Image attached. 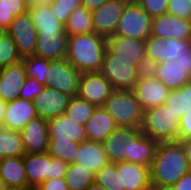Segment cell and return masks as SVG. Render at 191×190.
I'll return each mask as SVG.
<instances>
[{
    "mask_svg": "<svg viewBox=\"0 0 191 190\" xmlns=\"http://www.w3.org/2000/svg\"><path fill=\"white\" fill-rule=\"evenodd\" d=\"M5 187L4 182L0 179V190H4Z\"/></svg>",
    "mask_w": 191,
    "mask_h": 190,
    "instance_id": "cell-59",
    "label": "cell"
},
{
    "mask_svg": "<svg viewBox=\"0 0 191 190\" xmlns=\"http://www.w3.org/2000/svg\"><path fill=\"white\" fill-rule=\"evenodd\" d=\"M128 4H139L141 0H125Z\"/></svg>",
    "mask_w": 191,
    "mask_h": 190,
    "instance_id": "cell-58",
    "label": "cell"
},
{
    "mask_svg": "<svg viewBox=\"0 0 191 190\" xmlns=\"http://www.w3.org/2000/svg\"><path fill=\"white\" fill-rule=\"evenodd\" d=\"M95 109V105L77 95L70 98L64 114L75 122L85 125L92 117Z\"/></svg>",
    "mask_w": 191,
    "mask_h": 190,
    "instance_id": "cell-33",
    "label": "cell"
},
{
    "mask_svg": "<svg viewBox=\"0 0 191 190\" xmlns=\"http://www.w3.org/2000/svg\"><path fill=\"white\" fill-rule=\"evenodd\" d=\"M102 107L119 127L141 128L144 110L132 89L114 90Z\"/></svg>",
    "mask_w": 191,
    "mask_h": 190,
    "instance_id": "cell-4",
    "label": "cell"
},
{
    "mask_svg": "<svg viewBox=\"0 0 191 190\" xmlns=\"http://www.w3.org/2000/svg\"><path fill=\"white\" fill-rule=\"evenodd\" d=\"M153 18L139 5L127 4L114 35L146 40L152 32Z\"/></svg>",
    "mask_w": 191,
    "mask_h": 190,
    "instance_id": "cell-6",
    "label": "cell"
},
{
    "mask_svg": "<svg viewBox=\"0 0 191 190\" xmlns=\"http://www.w3.org/2000/svg\"><path fill=\"white\" fill-rule=\"evenodd\" d=\"M127 4L125 0H108L98 9L92 10L94 32L105 38L114 36Z\"/></svg>",
    "mask_w": 191,
    "mask_h": 190,
    "instance_id": "cell-11",
    "label": "cell"
},
{
    "mask_svg": "<svg viewBox=\"0 0 191 190\" xmlns=\"http://www.w3.org/2000/svg\"><path fill=\"white\" fill-rule=\"evenodd\" d=\"M109 162L102 142L86 140L79 143L75 163L83 165L96 174Z\"/></svg>",
    "mask_w": 191,
    "mask_h": 190,
    "instance_id": "cell-24",
    "label": "cell"
},
{
    "mask_svg": "<svg viewBox=\"0 0 191 190\" xmlns=\"http://www.w3.org/2000/svg\"><path fill=\"white\" fill-rule=\"evenodd\" d=\"M50 70L46 86L57 89L70 97L78 95L82 73L70 64L66 58L51 61Z\"/></svg>",
    "mask_w": 191,
    "mask_h": 190,
    "instance_id": "cell-7",
    "label": "cell"
},
{
    "mask_svg": "<svg viewBox=\"0 0 191 190\" xmlns=\"http://www.w3.org/2000/svg\"><path fill=\"white\" fill-rule=\"evenodd\" d=\"M22 61L16 44L8 34L0 38V69Z\"/></svg>",
    "mask_w": 191,
    "mask_h": 190,
    "instance_id": "cell-38",
    "label": "cell"
},
{
    "mask_svg": "<svg viewBox=\"0 0 191 190\" xmlns=\"http://www.w3.org/2000/svg\"><path fill=\"white\" fill-rule=\"evenodd\" d=\"M49 139L72 140L78 143L87 140L84 125L62 114L48 120Z\"/></svg>",
    "mask_w": 191,
    "mask_h": 190,
    "instance_id": "cell-22",
    "label": "cell"
},
{
    "mask_svg": "<svg viewBox=\"0 0 191 190\" xmlns=\"http://www.w3.org/2000/svg\"><path fill=\"white\" fill-rule=\"evenodd\" d=\"M7 103L0 99V127H2V121L6 111Z\"/></svg>",
    "mask_w": 191,
    "mask_h": 190,
    "instance_id": "cell-53",
    "label": "cell"
},
{
    "mask_svg": "<svg viewBox=\"0 0 191 190\" xmlns=\"http://www.w3.org/2000/svg\"><path fill=\"white\" fill-rule=\"evenodd\" d=\"M169 109L181 119L186 112H183V102L181 88L170 91L166 102L164 103Z\"/></svg>",
    "mask_w": 191,
    "mask_h": 190,
    "instance_id": "cell-44",
    "label": "cell"
},
{
    "mask_svg": "<svg viewBox=\"0 0 191 190\" xmlns=\"http://www.w3.org/2000/svg\"><path fill=\"white\" fill-rule=\"evenodd\" d=\"M157 145V141L151 139L146 134L141 133L131 142L129 162L151 166Z\"/></svg>",
    "mask_w": 191,
    "mask_h": 190,
    "instance_id": "cell-29",
    "label": "cell"
},
{
    "mask_svg": "<svg viewBox=\"0 0 191 190\" xmlns=\"http://www.w3.org/2000/svg\"><path fill=\"white\" fill-rule=\"evenodd\" d=\"M24 169L28 188L34 190L42 182L50 180V155L48 153L25 154Z\"/></svg>",
    "mask_w": 191,
    "mask_h": 190,
    "instance_id": "cell-25",
    "label": "cell"
},
{
    "mask_svg": "<svg viewBox=\"0 0 191 190\" xmlns=\"http://www.w3.org/2000/svg\"><path fill=\"white\" fill-rule=\"evenodd\" d=\"M55 17L64 25L72 11L81 5L80 0H46Z\"/></svg>",
    "mask_w": 191,
    "mask_h": 190,
    "instance_id": "cell-39",
    "label": "cell"
},
{
    "mask_svg": "<svg viewBox=\"0 0 191 190\" xmlns=\"http://www.w3.org/2000/svg\"><path fill=\"white\" fill-rule=\"evenodd\" d=\"M81 5L84 6L87 10L92 11L98 9L108 0H80Z\"/></svg>",
    "mask_w": 191,
    "mask_h": 190,
    "instance_id": "cell-51",
    "label": "cell"
},
{
    "mask_svg": "<svg viewBox=\"0 0 191 190\" xmlns=\"http://www.w3.org/2000/svg\"><path fill=\"white\" fill-rule=\"evenodd\" d=\"M69 190H86L95 181V173L79 163H70L65 173Z\"/></svg>",
    "mask_w": 191,
    "mask_h": 190,
    "instance_id": "cell-31",
    "label": "cell"
},
{
    "mask_svg": "<svg viewBox=\"0 0 191 190\" xmlns=\"http://www.w3.org/2000/svg\"><path fill=\"white\" fill-rule=\"evenodd\" d=\"M142 133L141 128L118 127L102 142L112 163L129 162L131 142Z\"/></svg>",
    "mask_w": 191,
    "mask_h": 190,
    "instance_id": "cell-10",
    "label": "cell"
},
{
    "mask_svg": "<svg viewBox=\"0 0 191 190\" xmlns=\"http://www.w3.org/2000/svg\"><path fill=\"white\" fill-rule=\"evenodd\" d=\"M26 77L23 61L1 68L0 99L7 103L19 98Z\"/></svg>",
    "mask_w": 191,
    "mask_h": 190,
    "instance_id": "cell-21",
    "label": "cell"
},
{
    "mask_svg": "<svg viewBox=\"0 0 191 190\" xmlns=\"http://www.w3.org/2000/svg\"><path fill=\"white\" fill-rule=\"evenodd\" d=\"M28 11V7L21 0H0V23L6 28L13 19Z\"/></svg>",
    "mask_w": 191,
    "mask_h": 190,
    "instance_id": "cell-37",
    "label": "cell"
},
{
    "mask_svg": "<svg viewBox=\"0 0 191 190\" xmlns=\"http://www.w3.org/2000/svg\"><path fill=\"white\" fill-rule=\"evenodd\" d=\"M146 42L129 36L114 35L107 38V49L116 56V60L138 62L146 56Z\"/></svg>",
    "mask_w": 191,
    "mask_h": 190,
    "instance_id": "cell-16",
    "label": "cell"
},
{
    "mask_svg": "<svg viewBox=\"0 0 191 190\" xmlns=\"http://www.w3.org/2000/svg\"><path fill=\"white\" fill-rule=\"evenodd\" d=\"M78 142L68 140L49 139L48 154L59 158L67 164L75 163L78 153Z\"/></svg>",
    "mask_w": 191,
    "mask_h": 190,
    "instance_id": "cell-34",
    "label": "cell"
},
{
    "mask_svg": "<svg viewBox=\"0 0 191 190\" xmlns=\"http://www.w3.org/2000/svg\"><path fill=\"white\" fill-rule=\"evenodd\" d=\"M119 126L102 107H96L92 117L84 125L88 141L103 142Z\"/></svg>",
    "mask_w": 191,
    "mask_h": 190,
    "instance_id": "cell-23",
    "label": "cell"
},
{
    "mask_svg": "<svg viewBox=\"0 0 191 190\" xmlns=\"http://www.w3.org/2000/svg\"><path fill=\"white\" fill-rule=\"evenodd\" d=\"M190 170L186 154L178 141L159 142L150 166L152 189L167 190Z\"/></svg>",
    "mask_w": 191,
    "mask_h": 190,
    "instance_id": "cell-1",
    "label": "cell"
},
{
    "mask_svg": "<svg viewBox=\"0 0 191 190\" xmlns=\"http://www.w3.org/2000/svg\"><path fill=\"white\" fill-rule=\"evenodd\" d=\"M64 27L68 36L94 32L91 11L80 5L72 11Z\"/></svg>",
    "mask_w": 191,
    "mask_h": 190,
    "instance_id": "cell-30",
    "label": "cell"
},
{
    "mask_svg": "<svg viewBox=\"0 0 191 190\" xmlns=\"http://www.w3.org/2000/svg\"><path fill=\"white\" fill-rule=\"evenodd\" d=\"M132 90L144 111L163 105L171 91L156 77L138 79Z\"/></svg>",
    "mask_w": 191,
    "mask_h": 190,
    "instance_id": "cell-15",
    "label": "cell"
},
{
    "mask_svg": "<svg viewBox=\"0 0 191 190\" xmlns=\"http://www.w3.org/2000/svg\"><path fill=\"white\" fill-rule=\"evenodd\" d=\"M34 190H69L65 178H55L42 182Z\"/></svg>",
    "mask_w": 191,
    "mask_h": 190,
    "instance_id": "cell-47",
    "label": "cell"
},
{
    "mask_svg": "<svg viewBox=\"0 0 191 190\" xmlns=\"http://www.w3.org/2000/svg\"><path fill=\"white\" fill-rule=\"evenodd\" d=\"M28 8L40 3L45 2L46 0H21Z\"/></svg>",
    "mask_w": 191,
    "mask_h": 190,
    "instance_id": "cell-54",
    "label": "cell"
},
{
    "mask_svg": "<svg viewBox=\"0 0 191 190\" xmlns=\"http://www.w3.org/2000/svg\"><path fill=\"white\" fill-rule=\"evenodd\" d=\"M180 119L165 104L144 111L142 133L159 142H176Z\"/></svg>",
    "mask_w": 191,
    "mask_h": 190,
    "instance_id": "cell-3",
    "label": "cell"
},
{
    "mask_svg": "<svg viewBox=\"0 0 191 190\" xmlns=\"http://www.w3.org/2000/svg\"><path fill=\"white\" fill-rule=\"evenodd\" d=\"M46 85L40 84L35 78L26 77L25 83L20 91L19 98L33 101L44 89Z\"/></svg>",
    "mask_w": 191,
    "mask_h": 190,
    "instance_id": "cell-40",
    "label": "cell"
},
{
    "mask_svg": "<svg viewBox=\"0 0 191 190\" xmlns=\"http://www.w3.org/2000/svg\"><path fill=\"white\" fill-rule=\"evenodd\" d=\"M113 91L114 88L100 71L81 74L78 95L96 107L103 106Z\"/></svg>",
    "mask_w": 191,
    "mask_h": 190,
    "instance_id": "cell-12",
    "label": "cell"
},
{
    "mask_svg": "<svg viewBox=\"0 0 191 190\" xmlns=\"http://www.w3.org/2000/svg\"><path fill=\"white\" fill-rule=\"evenodd\" d=\"M100 72L110 82L114 90H131L138 81L134 61L116 60L108 49L105 52Z\"/></svg>",
    "mask_w": 191,
    "mask_h": 190,
    "instance_id": "cell-5",
    "label": "cell"
},
{
    "mask_svg": "<svg viewBox=\"0 0 191 190\" xmlns=\"http://www.w3.org/2000/svg\"><path fill=\"white\" fill-rule=\"evenodd\" d=\"M0 179L5 186L28 187L24 156L0 159Z\"/></svg>",
    "mask_w": 191,
    "mask_h": 190,
    "instance_id": "cell-27",
    "label": "cell"
},
{
    "mask_svg": "<svg viewBox=\"0 0 191 190\" xmlns=\"http://www.w3.org/2000/svg\"><path fill=\"white\" fill-rule=\"evenodd\" d=\"M183 112L191 109V81L181 87Z\"/></svg>",
    "mask_w": 191,
    "mask_h": 190,
    "instance_id": "cell-49",
    "label": "cell"
},
{
    "mask_svg": "<svg viewBox=\"0 0 191 190\" xmlns=\"http://www.w3.org/2000/svg\"><path fill=\"white\" fill-rule=\"evenodd\" d=\"M167 190H191V170Z\"/></svg>",
    "mask_w": 191,
    "mask_h": 190,
    "instance_id": "cell-48",
    "label": "cell"
},
{
    "mask_svg": "<svg viewBox=\"0 0 191 190\" xmlns=\"http://www.w3.org/2000/svg\"><path fill=\"white\" fill-rule=\"evenodd\" d=\"M156 78L170 90L179 89L191 81V67L168 65V62L158 63Z\"/></svg>",
    "mask_w": 191,
    "mask_h": 190,
    "instance_id": "cell-28",
    "label": "cell"
},
{
    "mask_svg": "<svg viewBox=\"0 0 191 190\" xmlns=\"http://www.w3.org/2000/svg\"><path fill=\"white\" fill-rule=\"evenodd\" d=\"M22 58L35 54L37 31L29 12L16 16L7 28Z\"/></svg>",
    "mask_w": 191,
    "mask_h": 190,
    "instance_id": "cell-8",
    "label": "cell"
},
{
    "mask_svg": "<svg viewBox=\"0 0 191 190\" xmlns=\"http://www.w3.org/2000/svg\"><path fill=\"white\" fill-rule=\"evenodd\" d=\"M146 56L157 63L168 62L172 57L191 55V41L174 38H157L150 35L146 40Z\"/></svg>",
    "mask_w": 191,
    "mask_h": 190,
    "instance_id": "cell-9",
    "label": "cell"
},
{
    "mask_svg": "<svg viewBox=\"0 0 191 190\" xmlns=\"http://www.w3.org/2000/svg\"><path fill=\"white\" fill-rule=\"evenodd\" d=\"M158 63L152 58L144 56L136 66L138 79L154 78L157 75Z\"/></svg>",
    "mask_w": 191,
    "mask_h": 190,
    "instance_id": "cell-42",
    "label": "cell"
},
{
    "mask_svg": "<svg viewBox=\"0 0 191 190\" xmlns=\"http://www.w3.org/2000/svg\"><path fill=\"white\" fill-rule=\"evenodd\" d=\"M7 34V28L0 23V38L4 37Z\"/></svg>",
    "mask_w": 191,
    "mask_h": 190,
    "instance_id": "cell-57",
    "label": "cell"
},
{
    "mask_svg": "<svg viewBox=\"0 0 191 190\" xmlns=\"http://www.w3.org/2000/svg\"><path fill=\"white\" fill-rule=\"evenodd\" d=\"M191 137V109H187L184 116L179 121L178 139H188Z\"/></svg>",
    "mask_w": 191,
    "mask_h": 190,
    "instance_id": "cell-46",
    "label": "cell"
},
{
    "mask_svg": "<svg viewBox=\"0 0 191 190\" xmlns=\"http://www.w3.org/2000/svg\"><path fill=\"white\" fill-rule=\"evenodd\" d=\"M168 65H175L178 67H191V55L172 57L168 59Z\"/></svg>",
    "mask_w": 191,
    "mask_h": 190,
    "instance_id": "cell-50",
    "label": "cell"
},
{
    "mask_svg": "<svg viewBox=\"0 0 191 190\" xmlns=\"http://www.w3.org/2000/svg\"><path fill=\"white\" fill-rule=\"evenodd\" d=\"M70 98V96L61 93L57 89L46 86L45 89L34 98L33 103L37 115L49 120L64 114Z\"/></svg>",
    "mask_w": 191,
    "mask_h": 190,
    "instance_id": "cell-18",
    "label": "cell"
},
{
    "mask_svg": "<svg viewBox=\"0 0 191 190\" xmlns=\"http://www.w3.org/2000/svg\"><path fill=\"white\" fill-rule=\"evenodd\" d=\"M86 190H107V189L101 186L100 184L94 182Z\"/></svg>",
    "mask_w": 191,
    "mask_h": 190,
    "instance_id": "cell-55",
    "label": "cell"
},
{
    "mask_svg": "<svg viewBox=\"0 0 191 190\" xmlns=\"http://www.w3.org/2000/svg\"><path fill=\"white\" fill-rule=\"evenodd\" d=\"M107 38L95 32L69 36L66 60L79 72L100 71Z\"/></svg>",
    "mask_w": 191,
    "mask_h": 190,
    "instance_id": "cell-2",
    "label": "cell"
},
{
    "mask_svg": "<svg viewBox=\"0 0 191 190\" xmlns=\"http://www.w3.org/2000/svg\"><path fill=\"white\" fill-rule=\"evenodd\" d=\"M167 13L182 19H191V5L188 0H169Z\"/></svg>",
    "mask_w": 191,
    "mask_h": 190,
    "instance_id": "cell-41",
    "label": "cell"
},
{
    "mask_svg": "<svg viewBox=\"0 0 191 190\" xmlns=\"http://www.w3.org/2000/svg\"><path fill=\"white\" fill-rule=\"evenodd\" d=\"M25 154L21 133L0 127V159L20 157Z\"/></svg>",
    "mask_w": 191,
    "mask_h": 190,
    "instance_id": "cell-32",
    "label": "cell"
},
{
    "mask_svg": "<svg viewBox=\"0 0 191 190\" xmlns=\"http://www.w3.org/2000/svg\"><path fill=\"white\" fill-rule=\"evenodd\" d=\"M67 166L61 159L50 156V179L64 178Z\"/></svg>",
    "mask_w": 191,
    "mask_h": 190,
    "instance_id": "cell-45",
    "label": "cell"
},
{
    "mask_svg": "<svg viewBox=\"0 0 191 190\" xmlns=\"http://www.w3.org/2000/svg\"><path fill=\"white\" fill-rule=\"evenodd\" d=\"M4 190H33V189L28 187L6 186Z\"/></svg>",
    "mask_w": 191,
    "mask_h": 190,
    "instance_id": "cell-56",
    "label": "cell"
},
{
    "mask_svg": "<svg viewBox=\"0 0 191 190\" xmlns=\"http://www.w3.org/2000/svg\"><path fill=\"white\" fill-rule=\"evenodd\" d=\"M68 34L66 32L37 33L35 54L48 60H60L67 56Z\"/></svg>",
    "mask_w": 191,
    "mask_h": 190,
    "instance_id": "cell-17",
    "label": "cell"
},
{
    "mask_svg": "<svg viewBox=\"0 0 191 190\" xmlns=\"http://www.w3.org/2000/svg\"><path fill=\"white\" fill-rule=\"evenodd\" d=\"M107 190L121 189L120 171H117L116 164L109 162L95 174V181Z\"/></svg>",
    "mask_w": 191,
    "mask_h": 190,
    "instance_id": "cell-36",
    "label": "cell"
},
{
    "mask_svg": "<svg viewBox=\"0 0 191 190\" xmlns=\"http://www.w3.org/2000/svg\"><path fill=\"white\" fill-rule=\"evenodd\" d=\"M178 142L182 146L184 153L186 154L190 168H191V137L188 139H178Z\"/></svg>",
    "mask_w": 191,
    "mask_h": 190,
    "instance_id": "cell-52",
    "label": "cell"
},
{
    "mask_svg": "<svg viewBox=\"0 0 191 190\" xmlns=\"http://www.w3.org/2000/svg\"><path fill=\"white\" fill-rule=\"evenodd\" d=\"M20 133L26 154H43L48 152V120L37 116L30 120Z\"/></svg>",
    "mask_w": 191,
    "mask_h": 190,
    "instance_id": "cell-14",
    "label": "cell"
},
{
    "mask_svg": "<svg viewBox=\"0 0 191 190\" xmlns=\"http://www.w3.org/2000/svg\"><path fill=\"white\" fill-rule=\"evenodd\" d=\"M169 0H141L139 5L152 17L167 13Z\"/></svg>",
    "mask_w": 191,
    "mask_h": 190,
    "instance_id": "cell-43",
    "label": "cell"
},
{
    "mask_svg": "<svg viewBox=\"0 0 191 190\" xmlns=\"http://www.w3.org/2000/svg\"><path fill=\"white\" fill-rule=\"evenodd\" d=\"M28 12L34 23L37 33L41 32H66L64 24L60 22L51 11L50 4L43 3L31 6Z\"/></svg>",
    "mask_w": 191,
    "mask_h": 190,
    "instance_id": "cell-26",
    "label": "cell"
},
{
    "mask_svg": "<svg viewBox=\"0 0 191 190\" xmlns=\"http://www.w3.org/2000/svg\"><path fill=\"white\" fill-rule=\"evenodd\" d=\"M151 35L162 39L174 38L191 41V19H182L168 13L154 17Z\"/></svg>",
    "mask_w": 191,
    "mask_h": 190,
    "instance_id": "cell-13",
    "label": "cell"
},
{
    "mask_svg": "<svg viewBox=\"0 0 191 190\" xmlns=\"http://www.w3.org/2000/svg\"><path fill=\"white\" fill-rule=\"evenodd\" d=\"M37 116L33 101L17 98L7 102L2 127L21 132L27 123Z\"/></svg>",
    "mask_w": 191,
    "mask_h": 190,
    "instance_id": "cell-19",
    "label": "cell"
},
{
    "mask_svg": "<svg viewBox=\"0 0 191 190\" xmlns=\"http://www.w3.org/2000/svg\"><path fill=\"white\" fill-rule=\"evenodd\" d=\"M116 169L120 171L121 189H152L150 166L124 161L116 163Z\"/></svg>",
    "mask_w": 191,
    "mask_h": 190,
    "instance_id": "cell-20",
    "label": "cell"
},
{
    "mask_svg": "<svg viewBox=\"0 0 191 190\" xmlns=\"http://www.w3.org/2000/svg\"><path fill=\"white\" fill-rule=\"evenodd\" d=\"M26 76L35 78L40 84L46 85L51 60L32 55L22 58Z\"/></svg>",
    "mask_w": 191,
    "mask_h": 190,
    "instance_id": "cell-35",
    "label": "cell"
}]
</instances>
